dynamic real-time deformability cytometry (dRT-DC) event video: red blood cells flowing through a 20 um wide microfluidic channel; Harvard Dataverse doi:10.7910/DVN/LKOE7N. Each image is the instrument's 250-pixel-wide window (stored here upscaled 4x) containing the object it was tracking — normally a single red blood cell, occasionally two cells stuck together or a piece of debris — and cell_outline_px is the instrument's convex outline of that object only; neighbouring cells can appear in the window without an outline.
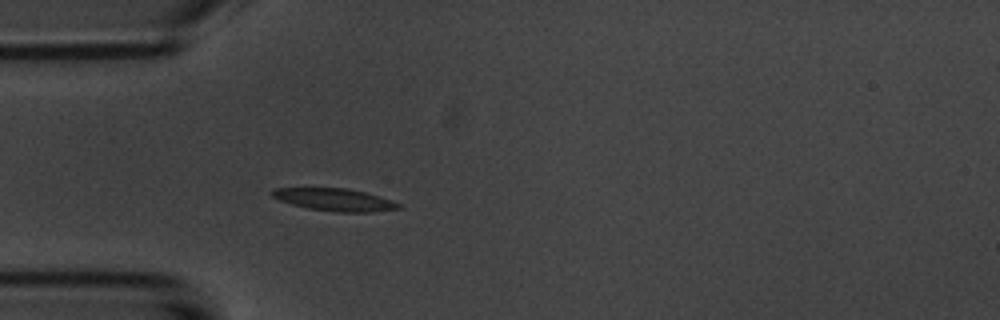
{"species": "common noctule bat (a hibernating species)", "species_latin": "Nyctalus noctula", "temperature_condition": "room temperature", "stored_images_in_passage": 4, "camera_frame_rate_fps": 3000, "um_per_image_px": 0.085, "animal": {"sex": "male", "body_mass_g": 20.1, "forearm_length_mm": 53.5}, "frame": {"image": 1, "passage_image": 4, "time_ms": 3.667, "image_size_px": [1000, 320], "cell_outline_px": [[400, 208], [372, 212], [340, 212], [308, 208], [292, 204], [280, 200], [272, 196], [268, 192], [276, 188], [348, 188], [364, 192], [400, 204]], "centroid_in_image_um": [28.38, 16.97], "position_along_channel_um": 56.6, "area_um2": 16.18}}